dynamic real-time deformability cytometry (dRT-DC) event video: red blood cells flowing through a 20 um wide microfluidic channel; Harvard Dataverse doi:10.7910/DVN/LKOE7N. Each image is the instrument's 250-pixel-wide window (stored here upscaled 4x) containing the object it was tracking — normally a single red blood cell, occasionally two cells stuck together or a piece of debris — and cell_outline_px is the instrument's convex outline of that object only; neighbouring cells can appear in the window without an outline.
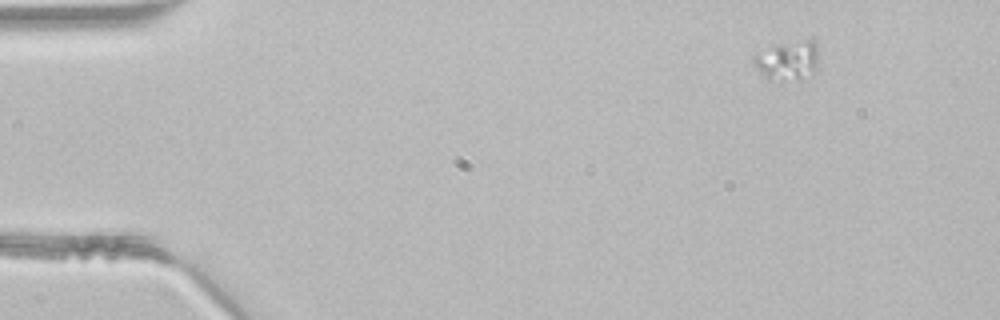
{"species": "common noctule bat (a hibernating species)", "species_latin": "Nyctalus noctula", "temperature_condition": "room temperature", "stored_images_in_passage": 42, "camera_frame_rate_fps": 3000, "um_per_image_px": 0.085, "animal": {"sex": "male", "body_mass_g": 21.5, "forearm_length_mm": 52.0}, "frame": {"image": 1, "passage_image": 1, "time_ms": 0.0, "image_size_px": [1000, 320], "cell_outline_px": [[816, 68], [800, 80], [768, 80], [752, 64], [752, 56], [776, 44], [804, 40], [812, 40], [816, 44]], "centroid_in_image_um": [66.89, 5.15], "position_along_channel_um": 18.1, "area_um2": 14.68}}
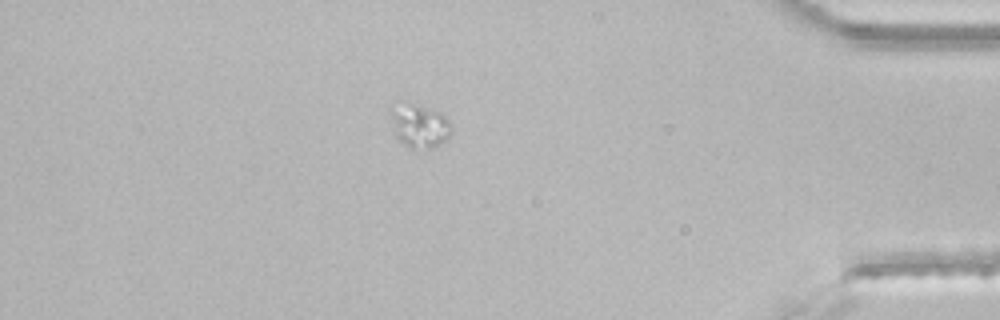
{"frame": {"image": 2, "passage_image": 36, "time_ms": 11.667, "image_size_px": [1000, 320], "cell_outline_px": [[452, 132], [444, 140], [428, 148], [412, 148], [400, 140], [396, 136], [388, 108], [396, 100], [404, 100], [440, 112], [448, 120], [452, 128]], "centroid_in_image_um": [35.58, 10.59], "position_along_channel_um": 399.6, "area_um2": 15.49}}